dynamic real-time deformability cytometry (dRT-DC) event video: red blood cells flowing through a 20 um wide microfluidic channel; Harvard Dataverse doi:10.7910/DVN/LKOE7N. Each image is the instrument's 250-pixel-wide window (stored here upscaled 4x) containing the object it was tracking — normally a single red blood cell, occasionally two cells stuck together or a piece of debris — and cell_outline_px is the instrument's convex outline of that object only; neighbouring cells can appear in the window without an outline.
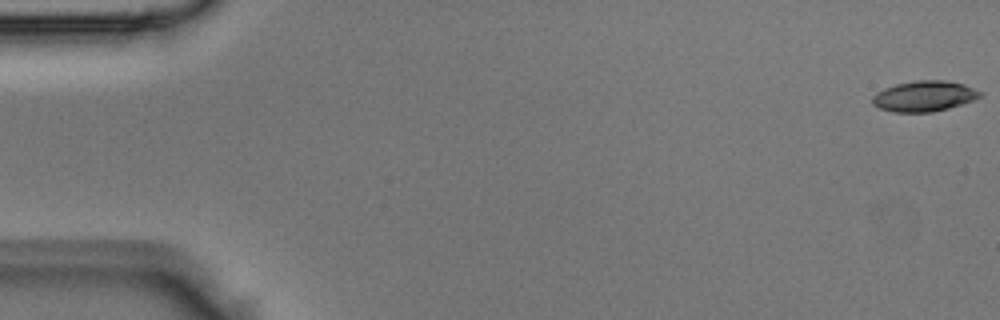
{"species": "Egyptian fruit bat (a non-hibernating species)", "species_latin": "Rousettus aegyptiacus", "temperature_condition": "room temperature", "stored_images_in_passage": 50, "camera_frame_rate_fps": 3000, "um_per_image_px": 0.085, "animal": {"sex": "male"}, "frame": {"image": 1, "passage_image": 1, "time_ms": 0.0, "image_size_px": [1000, 320], "cell_outline_px": [[984, 92], [980, 96], [972, 100], [948, 108], [932, 112], [892, 112], [880, 108], [872, 104], [872, 96], [876, 92], [884, 88], [896, 84], [916, 80], [944, 80], [964, 84]], "centroid_in_image_um": [78.53, 8.17], "position_along_channel_um": 6.5, "area_um2": 19.19}}
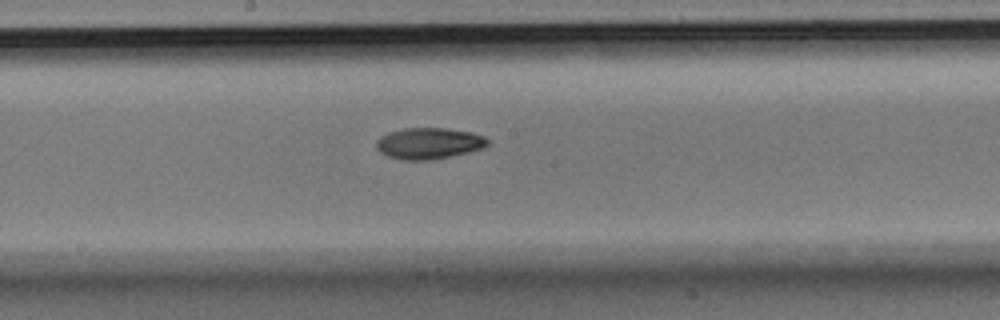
{"frame": {"image": 2, "passage_image": 27, "time_ms": 8.667, "image_size_px": [1000, 320], "cell_outline_px": [[488, 144], [484, 148], [432, 160], [404, 160], [388, 156], [380, 152], [376, 148], [376, 140], [380, 136], [388, 132], [404, 128], [448, 128], [472, 132], [484, 136], [488, 140]], "centroid_in_image_um": [36.43, 12.17], "position_along_channel_um": 211.8, "area_um2": 20.35}}
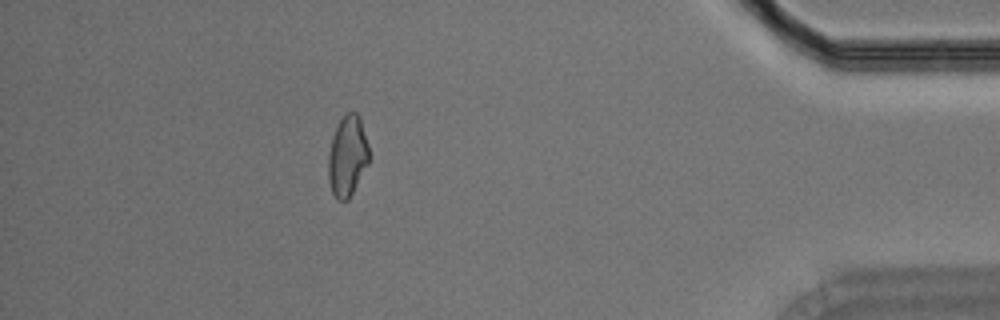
{"frame": {"image": 3, "passage_image": 45, "time_ms": 14.667, "image_size_px": [1000, 320], "cell_outline_px": [[368, 164], [348, 200], [336, 200], [332, 192], [328, 180], [328, 156], [332, 136], [344, 112], [356, 112], [360, 116], [368, 144]], "centroid_in_image_um": [29.52, 13.25], "position_along_channel_um": 405.7, "area_um2": 19.19}}